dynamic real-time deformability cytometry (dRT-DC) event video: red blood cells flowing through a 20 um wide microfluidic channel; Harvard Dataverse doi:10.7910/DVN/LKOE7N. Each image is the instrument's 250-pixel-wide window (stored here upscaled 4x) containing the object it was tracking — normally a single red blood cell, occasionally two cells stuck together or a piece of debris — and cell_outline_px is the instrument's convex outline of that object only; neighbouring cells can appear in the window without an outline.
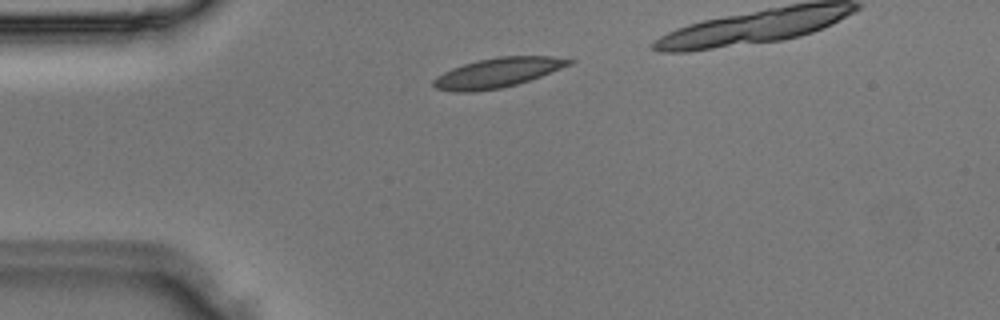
{"species": "Egyptian fruit bat (a non-hibernating species)", "species_latin": "Rousettus aegyptiacus", "temperature_condition": "room temperature", "stored_images_in_passage": 4, "camera_frame_rate_fps": 3000, "um_per_image_px": 0.085, "animal": {"sex": "male"}, "frame": {"image": 1, "passage_image": 1, "time_ms": 0.0, "image_size_px": [1000, 320], "cell_outline_px": [[576, 60], [572, 64], [540, 76], [516, 84], [500, 88], [472, 92], [452, 92], [436, 88], [432, 84], [432, 80], [436, 76], [452, 68], [476, 60], [500, 56], [552, 56]], "centroid_in_image_um": [42.27, 6.17], "position_along_channel_um": 42.7, "area_um2": 23.35}}
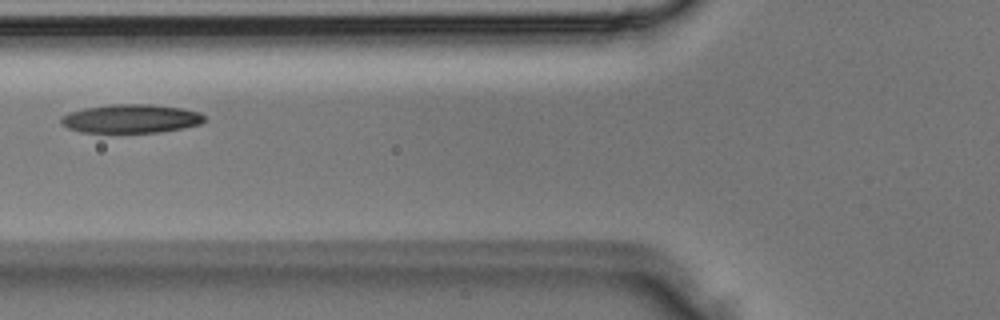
{"frame": {"image": 2, "passage_image": 4, "time_ms": 1.0, "image_size_px": [1000, 320], "cell_outline_px": [[204, 120], [200, 124], [160, 132], [80, 132], [68, 128], [60, 120], [60, 116], [84, 108], [112, 104], [148, 104], [180, 108], [200, 112], [204, 116]], "centroid_in_image_um": [11.12, 10.08], "position_along_channel_um": 114.7, "area_um2": 23.64}}